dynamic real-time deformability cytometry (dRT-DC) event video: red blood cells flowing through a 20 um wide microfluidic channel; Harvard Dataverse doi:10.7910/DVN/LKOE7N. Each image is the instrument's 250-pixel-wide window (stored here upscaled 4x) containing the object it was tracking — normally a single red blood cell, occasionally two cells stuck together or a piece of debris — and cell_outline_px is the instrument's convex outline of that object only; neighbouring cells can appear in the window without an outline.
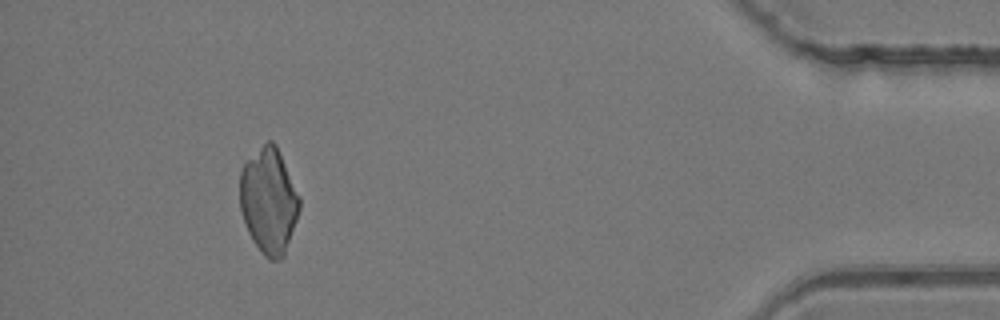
{"species": "common noctule bat (a hibernating species)", "species_latin": "Nyctalus noctula", "temperature_condition": "room temperature", "stored_images_in_passage": 51, "camera_frame_rate_fps": 3000, "um_per_image_px": 0.085, "animal": {"sex": "female", "body_mass_g": 24.6, "forearm_length_mm": 56.2}, "frame": {"image": 1, "passage_image": 47, "time_ms": 15.333, "image_size_px": [1000, 320], "cell_outline_px": [[300, 208], [284, 256], [280, 260], [268, 260], [264, 256], [252, 240], [248, 232], [240, 208], [240, 172], [244, 164], [268, 140], [272, 140], [276, 144], [280, 152], [300, 196]], "centroid_in_image_um": [22.85, 17.09], "position_along_channel_um": 412.3, "area_um2": 36.53}}